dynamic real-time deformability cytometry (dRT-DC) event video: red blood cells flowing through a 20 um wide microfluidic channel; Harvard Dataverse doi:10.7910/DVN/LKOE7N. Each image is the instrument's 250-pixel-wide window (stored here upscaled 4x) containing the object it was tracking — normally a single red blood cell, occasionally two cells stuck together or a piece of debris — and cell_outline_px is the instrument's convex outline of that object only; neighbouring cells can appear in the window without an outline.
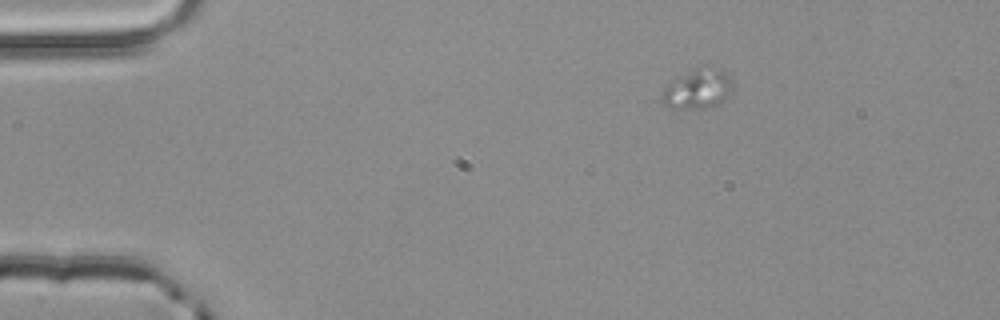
{"species": "common noctule bat (a hibernating species)", "species_latin": "Nyctalus noctula", "temperature_condition": "room temperature", "stored_images_in_passage": 3, "camera_frame_rate_fps": 3000, "um_per_image_px": 0.085, "animal": {"sex": "male", "body_mass_g": 20.4}, "frame": {"image": 1, "passage_image": 1, "time_ms": 0.0, "image_size_px": [1000, 320], "cell_outline_px": [[732, 92], [720, 104], [704, 108], [672, 108], [664, 104], [660, 100], [664, 88], [676, 76], [704, 64], [708, 64], [724, 72], [732, 80]], "centroid_in_image_um": [59.31, 7.53], "position_along_channel_um": 25.7, "area_um2": 16.7}}